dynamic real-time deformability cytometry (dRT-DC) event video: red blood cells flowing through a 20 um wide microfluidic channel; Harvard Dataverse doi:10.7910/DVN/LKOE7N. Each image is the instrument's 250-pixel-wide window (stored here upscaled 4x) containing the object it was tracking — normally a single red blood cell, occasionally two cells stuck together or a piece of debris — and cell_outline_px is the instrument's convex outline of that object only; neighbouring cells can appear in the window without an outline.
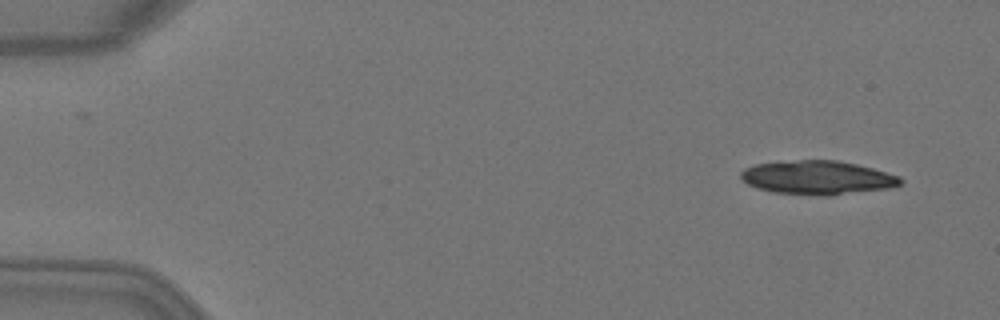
{"species": "Egyptian fruit bat (a non-hibernating species)", "species_latin": "Rousettus aegyptiacus", "temperature_condition": "warm", "stored_images_in_passage": 4, "camera_frame_rate_fps": 3000, "um_per_image_px": 0.085, "animal": {"sex": "female"}, "frame": {"image": 1, "passage_image": 1, "time_ms": 0.0, "image_size_px": [1000, 320], "cell_outline_px": [[904, 180], [900, 184], [888, 188], [832, 196], [816, 196], [772, 192], [756, 188], [748, 184], [740, 176], [740, 172], [744, 168], [756, 164], [796, 160], [836, 160], [856, 164], [872, 168], [900, 176]], "centroid_in_image_um": [69.49, 15.11], "position_along_channel_um": 15.5, "area_um2": 31.62}}